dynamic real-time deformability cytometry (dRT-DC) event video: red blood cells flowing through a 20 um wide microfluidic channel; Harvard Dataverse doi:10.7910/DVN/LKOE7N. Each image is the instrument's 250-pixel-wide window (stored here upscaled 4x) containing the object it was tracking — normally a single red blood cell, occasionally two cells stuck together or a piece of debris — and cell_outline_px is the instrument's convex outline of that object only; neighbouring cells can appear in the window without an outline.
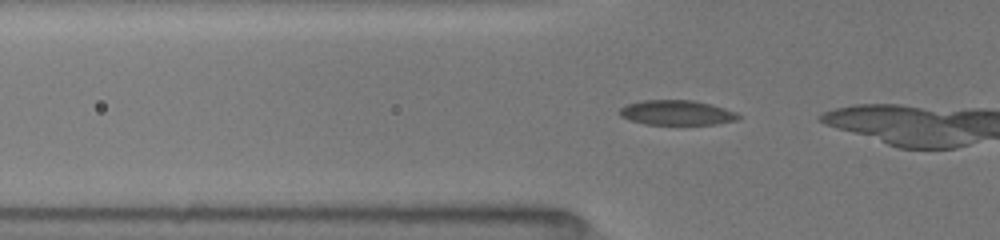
{"species": "common noctule bat (a hibernating species)", "species_latin": "Nyctalus noctula", "temperature_condition": "room temperature", "stored_images_in_passage": 9, "camera_frame_rate_fps": 3000, "um_per_image_px": 0.085, "animal": {"sex": "female", "body_mass_g": 19.5, "forearm_length_mm": 54.1}, "frame": {"image": 1, "passage_image": 3, "time_ms": 0.667, "image_size_px": [1000, 240], "cell_outline_px": [[740, 116], [736, 120], [716, 124], [644, 124], [628, 120], [620, 116], [620, 108], [628, 104], [640, 100], [692, 100], [712, 104], [736, 112]], "centroid_in_image_um": [57.5, 9.57], "position_along_channel_um": 68.3, "area_um2": 17.17}}
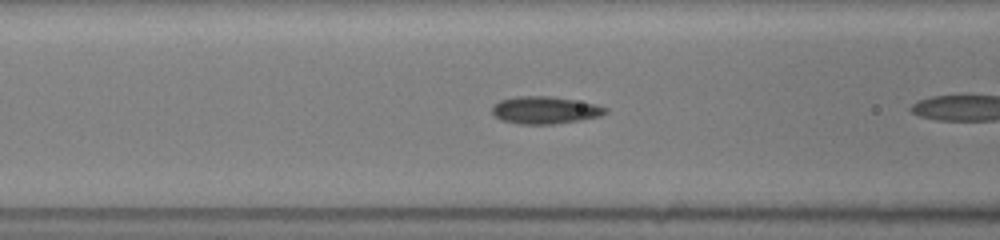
{"frame": {"image": 2, "passage_image": 7, "time_ms": 2.0, "image_size_px": [1000, 240], "cell_outline_px": [[608, 112], [600, 116], [580, 120], [552, 124], [520, 124], [500, 120], [492, 112], [492, 104], [500, 100], [516, 96], [548, 96], [596, 104], [608, 108]], "centroid_in_image_um": [46.3, 9.36], "position_along_channel_um": 120.3, "area_um2": 18.03}}